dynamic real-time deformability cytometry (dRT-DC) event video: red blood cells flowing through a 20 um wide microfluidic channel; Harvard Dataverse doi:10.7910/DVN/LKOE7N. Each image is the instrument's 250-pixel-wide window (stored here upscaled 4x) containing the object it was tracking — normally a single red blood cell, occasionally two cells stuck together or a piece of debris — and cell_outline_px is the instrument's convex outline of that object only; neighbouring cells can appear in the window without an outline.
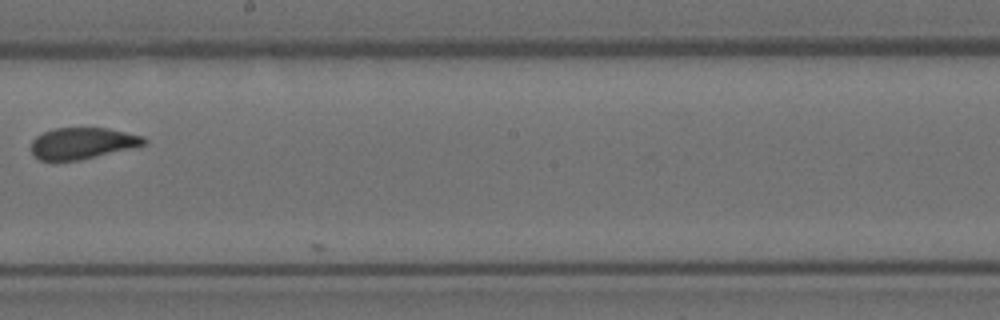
{"species": "Egyptian fruit bat (a non-hibernating species)", "species_latin": "Rousettus aegyptiacus", "temperature_condition": "room temperature", "stored_images_in_passage": 10, "camera_frame_rate_fps": 3000, "um_per_image_px": 0.085, "animal": {"sex": "female"}, "frame": {"image": 1, "passage_image": 8, "time_ms": 2.333, "image_size_px": [1000, 320], "cell_outline_px": [[148, 140], [144, 144], [80, 160], [40, 160], [32, 156], [32, 140], [36, 136], [52, 128], [108, 128], [144, 136]], "centroid_in_image_um": [6.96, 12.16], "position_along_channel_um": 241.2, "area_um2": 20.4}}